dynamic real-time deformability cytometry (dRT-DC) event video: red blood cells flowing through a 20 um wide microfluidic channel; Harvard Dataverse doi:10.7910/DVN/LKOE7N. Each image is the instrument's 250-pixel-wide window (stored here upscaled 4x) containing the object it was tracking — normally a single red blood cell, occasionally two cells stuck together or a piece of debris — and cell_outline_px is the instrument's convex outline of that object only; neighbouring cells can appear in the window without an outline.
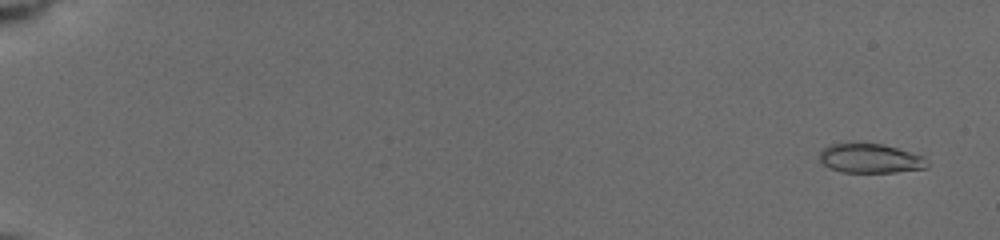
{"species": "common noctule bat (a hibernating species)", "species_latin": "Nyctalus noctula", "temperature_condition": "cold", "stored_images_in_passage": 19, "camera_frame_rate_fps": 3000, "um_per_image_px": 0.085, "animal": {"sex": "female", "body_mass_g": 19.5, "forearm_length_mm": 54.1}, "frame": {"image": 1, "passage_image": 2, "time_ms": 0.667, "image_size_px": [1000, 240], "cell_outline_px": [[928, 168], [896, 172], [840, 172], [828, 168], [820, 160], [820, 152], [824, 148], [832, 144], [884, 144], [924, 156], [928, 164]], "centroid_in_image_um": [74.0, 13.48], "position_along_channel_um": 11.0, "area_um2": 18.26}}
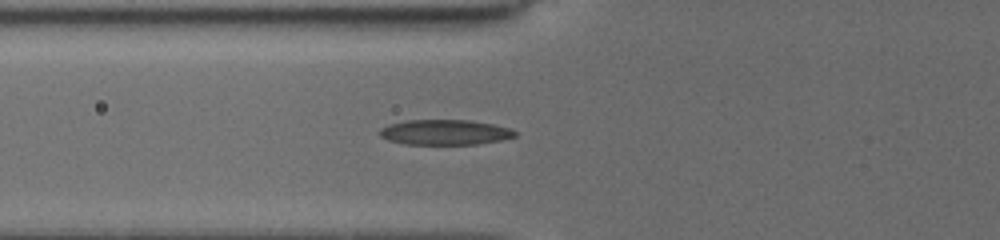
{"frame": {"image": 2, "passage_image": 13, "time_ms": 7.333, "image_size_px": [1000, 240], "cell_outline_px": [[516, 136], [500, 140], [476, 144], [404, 144], [388, 140], [380, 136], [380, 128], [388, 124], [408, 120], [472, 120], [492, 124], [508, 128], [516, 132]], "centroid_in_image_um": [37.78, 11.24], "position_along_channel_um": 88.0, "area_um2": 19.77}}
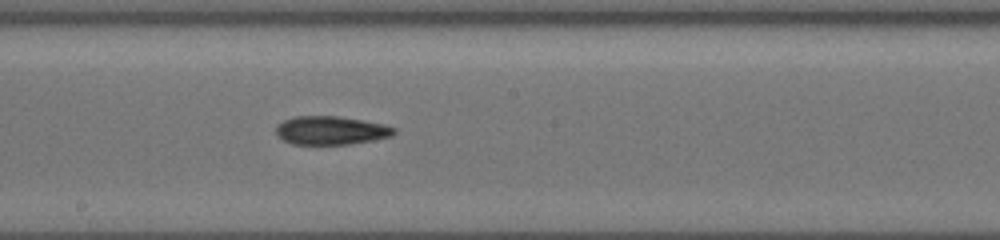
{"frame": {"image": 3, "passage_image": 19, "time_ms": 10.667, "image_size_px": [1000, 240], "cell_outline_px": [[396, 132], [392, 136], [372, 140], [348, 144], [292, 144], [284, 140], [276, 132], [276, 124], [284, 120], [296, 116], [340, 116], [384, 124], [396, 128]], "centroid_in_image_um": [28.14, 11.08], "position_along_channel_um": 220.1, "area_um2": 19.54}}